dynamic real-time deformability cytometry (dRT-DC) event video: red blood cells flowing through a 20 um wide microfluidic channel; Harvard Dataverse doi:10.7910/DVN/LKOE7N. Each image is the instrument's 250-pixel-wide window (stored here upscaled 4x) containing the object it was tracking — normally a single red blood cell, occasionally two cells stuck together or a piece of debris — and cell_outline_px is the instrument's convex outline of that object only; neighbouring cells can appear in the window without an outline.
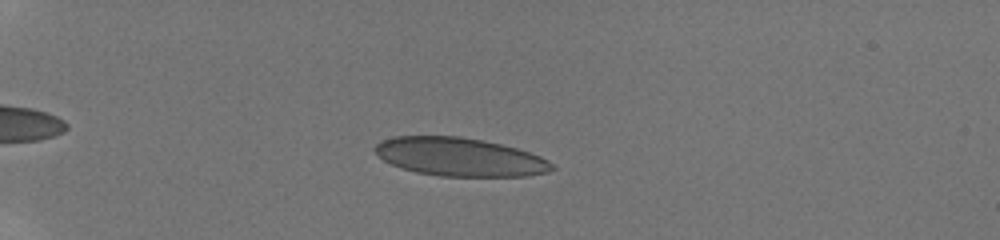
{"species": "human", "species_latin": "Homo sapiens", "temperature_condition": "room temperature", "stored_images_in_passage": 45, "camera_frame_rate_fps": 3000, "um_per_image_px": 0.085, "donor": {"sex": "male"}, "frame": {"image": 1, "passage_image": 12, "time_ms": 3.667, "image_size_px": [1000, 240], "cell_outline_px": [[556, 168], [548, 172], [528, 176], [440, 176], [416, 172], [400, 168], [384, 160], [372, 148], [380, 140], [396, 136], [460, 136], [484, 140], [516, 148], [540, 156], [548, 160]], "centroid_in_image_um": [39.06, 13.34], "position_along_channel_um": 45.9, "area_um2": 39.65}}
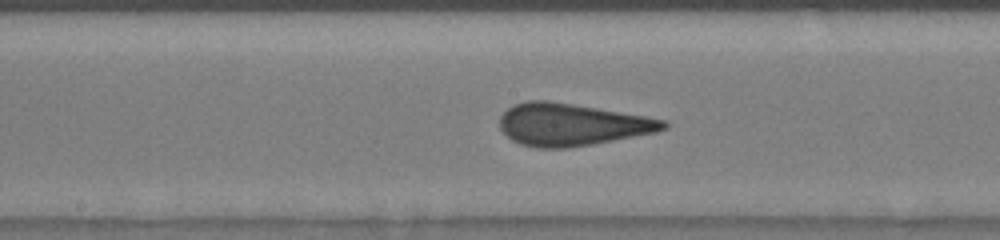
{"frame": {"image": 2, "passage_image": 27, "time_ms": 9.0, "image_size_px": [1000, 240], "cell_outline_px": [[668, 128], [656, 132], [592, 144], [568, 148], [536, 148], [520, 144], [512, 140], [500, 128], [500, 116], [508, 108], [516, 104], [528, 100], [548, 100], [668, 120]], "centroid_in_image_um": [48.59, 10.59], "position_along_channel_um": 199.6, "area_um2": 40.06}}
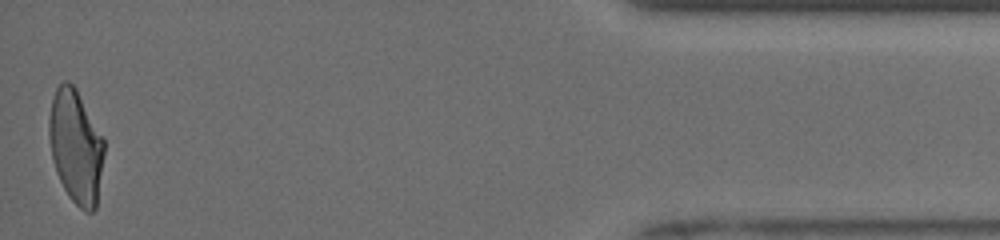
{"frame": {"image": 3, "passage_image": 45, "time_ms": 16.333, "image_size_px": [1000, 240], "cell_outline_px": [[104, 156], [96, 208], [92, 212], [84, 212], [68, 196], [56, 172], [52, 160], [48, 136], [48, 120], [52, 100], [56, 88], [64, 80], [68, 80], [76, 88], [104, 140]], "centroid_in_image_um": [6.43, 12.47], "position_along_channel_um": 428.8, "area_um2": 36.47}, "authors_computed_cell_mechanics": {"area_um2": 39.6508, "velocity_mm_per_s": 3.9615, "shape_relaxation_time_tau1_ms": null, "shape_relaxation_time_tau2_ms": 0.5787, "deformation_change_tau1": null, "deformation_change_tau2": 0.0691}}